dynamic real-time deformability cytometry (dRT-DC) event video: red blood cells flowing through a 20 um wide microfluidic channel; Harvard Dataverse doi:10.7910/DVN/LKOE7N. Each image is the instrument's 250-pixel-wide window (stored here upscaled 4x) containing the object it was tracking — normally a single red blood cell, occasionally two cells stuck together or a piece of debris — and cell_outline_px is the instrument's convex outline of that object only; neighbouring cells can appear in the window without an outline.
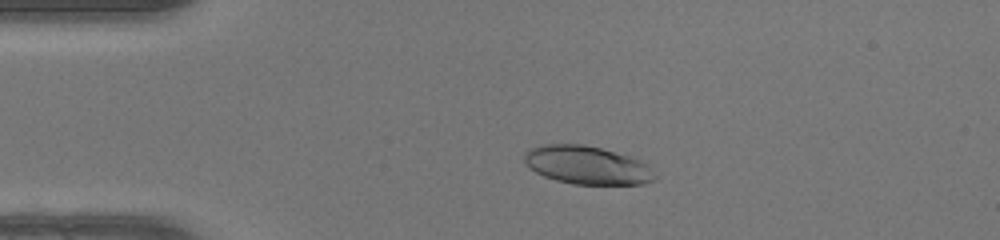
{"species": "human", "species_latin": "Homo sapiens", "temperature_condition": "warm", "stored_images_in_passage": 39, "camera_frame_rate_fps": 3000, "um_per_image_px": 0.085, "donor": {"sex": "female"}, "frame": {"image": 1, "passage_image": 1, "time_ms": 0.0, "image_size_px": [1000, 240], "cell_outline_px": [[656, 176], [652, 180], [644, 184], [572, 184], [556, 180], [544, 176], [528, 168], [524, 164], [524, 152], [528, 148], [544, 144], [584, 144], [600, 148], [628, 156], [640, 160], [648, 164]], "centroid_in_image_um": [49.85, 14.03], "position_along_channel_um": 35.2, "area_um2": 29.19}}
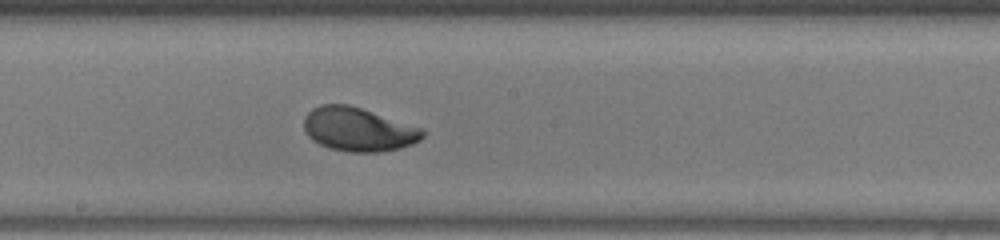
{"frame": {"image": 2, "passage_image": 17, "time_ms": 5.333, "image_size_px": [1000, 240], "cell_outline_px": [[424, 136], [420, 140], [412, 144], [400, 148], [380, 152], [348, 152], [328, 148], [312, 140], [304, 132], [304, 116], [312, 108], [320, 104], [348, 104], [424, 128]], "centroid_in_image_um": [30.44, 11.0], "position_along_channel_um": 217.8, "area_um2": 30.52}}
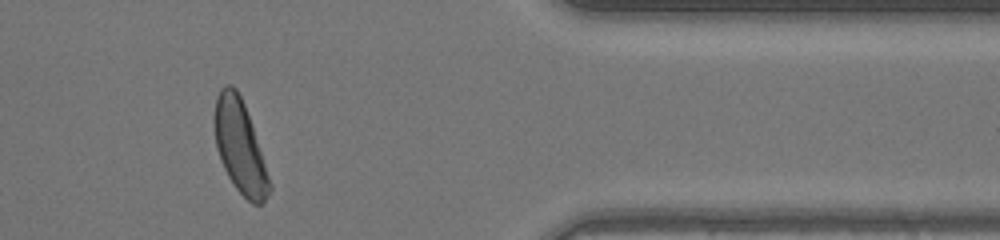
{"frame": {"image": 3, "passage_image": 31, "time_ms": 10.0, "image_size_px": [1000, 240], "cell_outline_px": [[272, 188], [264, 204], [252, 204], [236, 188], [228, 176], [220, 160], [216, 148], [212, 120], [212, 116], [216, 96], [220, 88], [224, 84], [232, 84], [236, 88], [244, 104], [252, 124], [272, 184]], "centroid_in_image_um": [20.37, 12.44], "position_along_channel_um": 391.0, "area_um2": 30.29}, "authors_computed_cell_mechanics": {"area_um2": 30.056, "velocity_mm_per_s": 4.2385, "shape_relaxation_time_tau1_ms": 1.9827, "shape_relaxation_time_tau2_ms": null, "deformation_change_tau1": 0.1302, "deformation_change_tau2": null}}